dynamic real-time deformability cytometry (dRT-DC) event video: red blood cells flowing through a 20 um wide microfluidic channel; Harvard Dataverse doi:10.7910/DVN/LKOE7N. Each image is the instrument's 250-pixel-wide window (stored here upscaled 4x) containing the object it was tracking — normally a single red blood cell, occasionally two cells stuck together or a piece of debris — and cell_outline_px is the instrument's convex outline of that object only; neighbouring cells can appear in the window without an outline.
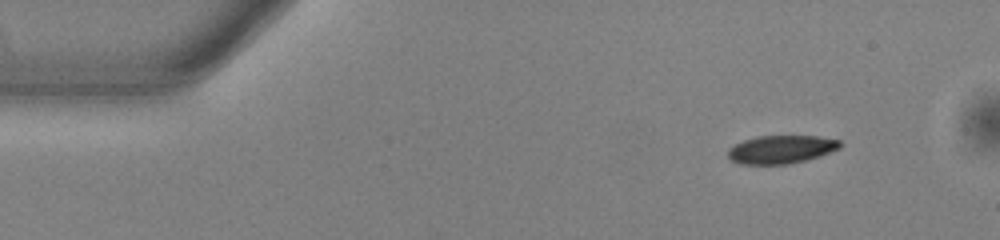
{"species": "common noctule bat (a hibernating species)", "species_latin": "Nyctalus noctula", "temperature_condition": "warm", "stored_images_in_passage": 47, "camera_frame_rate_fps": 3000, "um_per_image_px": 0.085, "animal": {"sex": "male", "body_mass_g": 13.0, "forearm_length_mm": 53.1}, "frame": {"image": 1, "passage_image": 1, "time_ms": 0.0, "image_size_px": [1000, 240], "cell_outline_px": [[844, 144], [840, 148], [820, 156], [788, 164], [740, 164], [732, 160], [728, 156], [728, 148], [744, 140], [760, 136], [816, 136], [840, 140]], "centroid_in_image_um": [66.42, 12.7], "position_along_channel_um": 18.6, "area_um2": 18.32}}
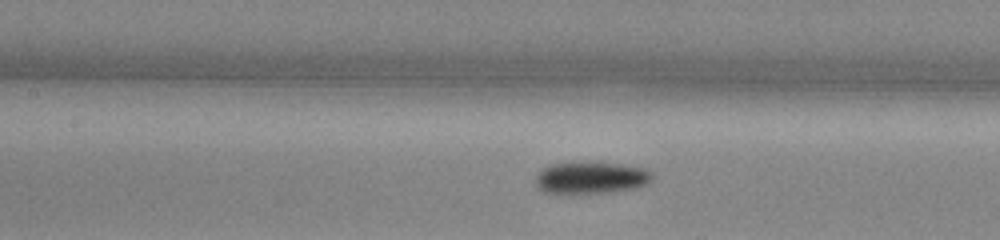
{"frame": {"image": 2, "passage_image": 19, "time_ms": 6.0, "image_size_px": [1000, 240], "cell_outline_px": [[652, 180], [648, 184], [636, 188], [608, 192], [572, 196], [552, 196], [544, 192], [536, 184], [536, 176], [544, 168], [552, 164], [620, 164], [648, 168], [652, 172]], "centroid_in_image_um": [50.23, 15.19], "position_along_channel_um": 157.2, "area_um2": 22.08}}
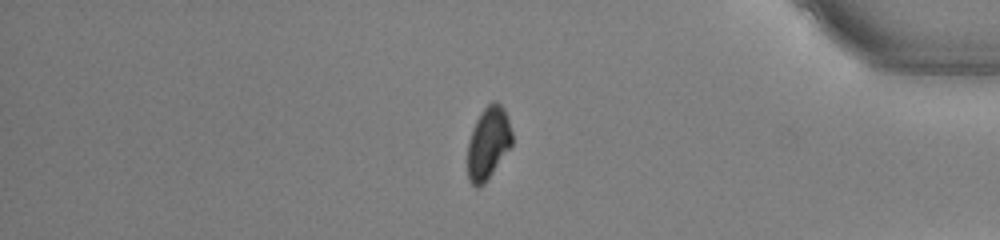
{"frame": {"image": 3, "passage_image": 40, "time_ms": 13.0, "image_size_px": [1000, 240], "cell_outline_px": [[512, 144], [484, 184], [476, 188], [468, 180], [468, 140], [472, 128], [476, 120], [484, 108], [492, 100], [496, 100], [504, 108], [508, 116], [512, 132]], "centroid_in_image_um": [41.49, 12.13], "position_along_channel_um": 393.7, "area_um2": 18.79}, "authors_computed_cell_mechanics": {"area_um2": 20.4612, "velocity_mm_per_s": 3.8227, "shape_relaxation_time_tau1_ms": 3.094, "shape_relaxation_time_tau2_ms": null, "deformation_change_tau1": 0.092, "deformation_change_tau2": null}}